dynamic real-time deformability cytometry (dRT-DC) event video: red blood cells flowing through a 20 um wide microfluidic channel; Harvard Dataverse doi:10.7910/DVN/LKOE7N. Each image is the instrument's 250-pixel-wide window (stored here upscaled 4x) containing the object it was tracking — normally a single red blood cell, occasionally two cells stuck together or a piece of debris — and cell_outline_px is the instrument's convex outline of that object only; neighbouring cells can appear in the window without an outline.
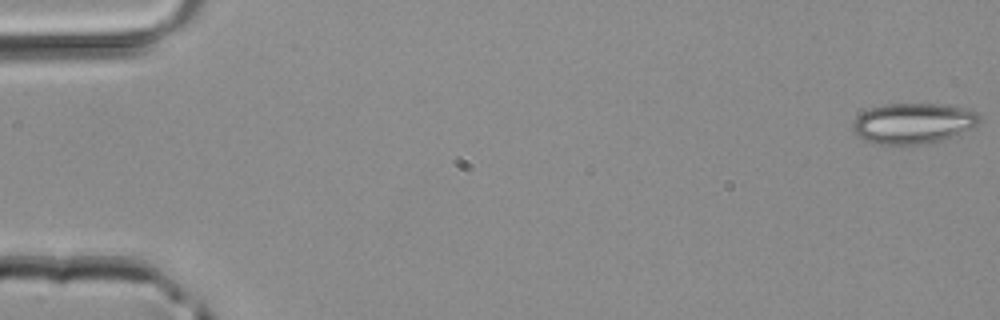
{"species": "common noctule bat (a hibernating species)", "species_latin": "Nyctalus noctula", "temperature_condition": "room temperature", "stored_images_in_passage": 5, "camera_frame_rate_fps": 3000, "um_per_image_px": 0.085, "animal": {"sex": "male", "body_mass_g": 20.4}, "frame": {"image": 1, "passage_image": 1, "time_ms": 0.0, "image_size_px": [1000, 320], "cell_outline_px": [[980, 120], [976, 128], [940, 140], [924, 144], [900, 148], [872, 144], [856, 136], [852, 132], [852, 124], [856, 116], [868, 108], [884, 104], [936, 104], [972, 108], [980, 116]], "centroid_in_image_um": [77.58, 10.52], "position_along_channel_um": 7.4, "area_um2": 31.21}}
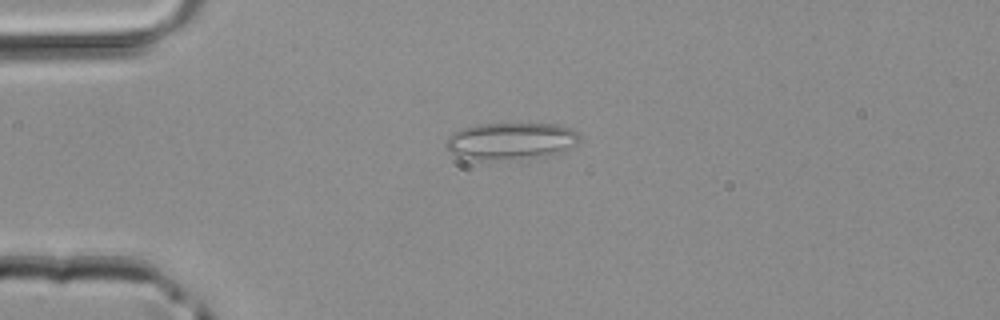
{"frame": {"image": 2, "passage_image": 4, "time_ms": 1.0, "image_size_px": [1000, 320], "cell_outline_px": [[580, 140], [576, 144], [556, 156], [468, 160], [464, 160], [452, 152], [444, 144], [448, 136], [452, 132], [460, 128], [480, 124], [560, 124], [572, 128], [580, 132]], "centroid_in_image_um": [43.46, 11.98], "position_along_channel_um": 41.5, "area_um2": 29.19}}